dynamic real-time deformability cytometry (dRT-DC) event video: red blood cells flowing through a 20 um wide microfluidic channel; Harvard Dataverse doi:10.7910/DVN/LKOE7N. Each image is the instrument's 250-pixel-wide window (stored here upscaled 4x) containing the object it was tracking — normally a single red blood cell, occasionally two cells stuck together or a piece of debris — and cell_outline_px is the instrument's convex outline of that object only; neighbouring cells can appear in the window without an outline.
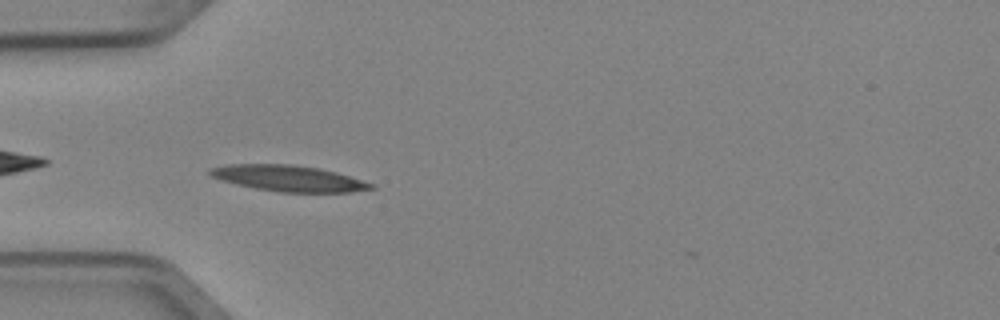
{"species": "Egyptian fruit bat (a non-hibernating species)", "species_latin": "Rousettus aegyptiacus", "temperature_condition": "cold", "stored_images_in_passage": 2, "camera_frame_rate_fps": 3000, "um_per_image_px": 0.085, "animal": {"sex": "female"}, "frame": {"image": 1, "passage_image": 1, "time_ms": 0.0, "image_size_px": [1000, 320], "cell_outline_px": [[376, 188], [352, 192], [276, 192], [236, 184], [220, 180], [208, 176], [208, 168], [228, 164], [292, 164], [320, 168], [336, 172], [376, 184]], "centroid_in_image_um": [24.51, 15.15], "position_along_channel_um": 60.5, "area_um2": 24.68}}
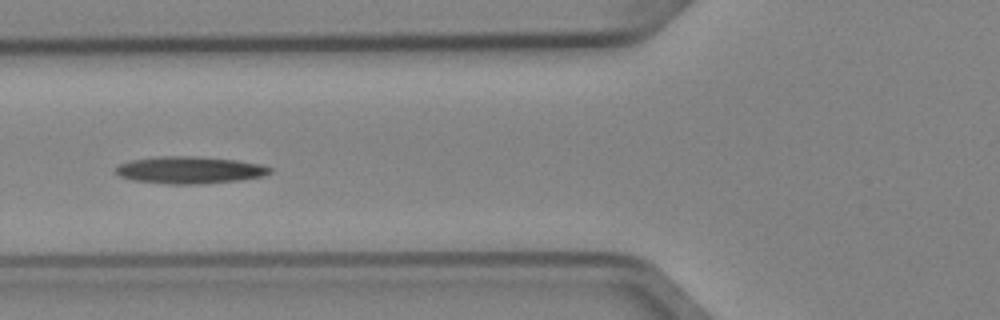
{"frame": {"image": 2, "passage_image": 2, "time_ms": 0.333, "image_size_px": [1000, 320], "cell_outline_px": [[272, 172], [264, 176], [236, 180], [200, 184], [168, 184], [132, 180], [120, 176], [116, 172], [116, 168], [120, 164], [132, 160], [160, 156], [196, 156], [236, 160], [260, 164], [272, 168]], "centroid_in_image_um": [16.13, 14.45], "position_along_channel_um": 109.7, "area_um2": 24.22}}